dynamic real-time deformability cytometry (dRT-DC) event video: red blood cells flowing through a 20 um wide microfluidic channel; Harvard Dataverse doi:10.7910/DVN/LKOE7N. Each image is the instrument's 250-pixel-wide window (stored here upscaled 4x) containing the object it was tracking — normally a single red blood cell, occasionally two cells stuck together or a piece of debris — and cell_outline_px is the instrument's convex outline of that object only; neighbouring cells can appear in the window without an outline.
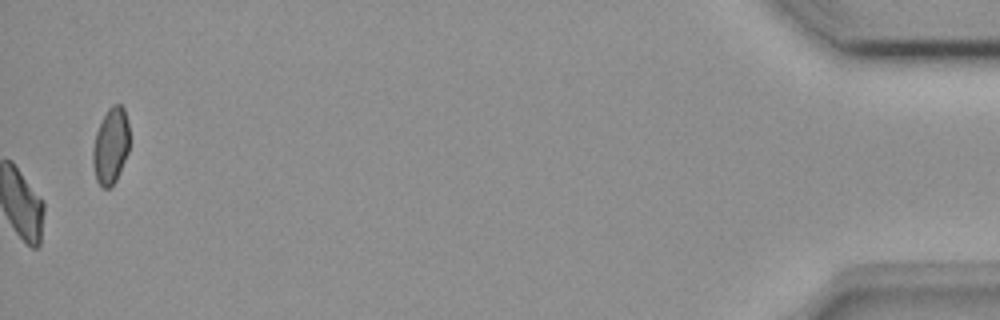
{"species": "common noctule bat (a hibernating species)", "species_latin": "Nyctalus noctula", "temperature_condition": "room temperature", "stored_images_in_passage": 51, "camera_frame_rate_fps": 3000, "um_per_image_px": 0.085, "animal": {"sex": "female", "body_mass_g": 18.4}, "frame": {"image": 1, "passage_image": 51, "time_ms": 16.667, "image_size_px": [1000, 320], "cell_outline_px": [[128, 152], [116, 180], [108, 188], [104, 188], [96, 180], [92, 164], [92, 148], [96, 132], [108, 108], [112, 104], [120, 104], [124, 108], [128, 120]], "centroid_in_image_um": [9.4, 12.38], "position_along_channel_um": 425.8, "area_um2": 16.18}, "authors_computed_cell_mechanics": {"area_um2": 20.3456, "velocity_mm_per_s": 3.9107, "shape_relaxation_time_tau1_ms": 4.0031, "shape_relaxation_time_tau2_ms": 6.8594, "deformation_change_tau1": 0.1395, "deformation_change_tau2": 0.147}}